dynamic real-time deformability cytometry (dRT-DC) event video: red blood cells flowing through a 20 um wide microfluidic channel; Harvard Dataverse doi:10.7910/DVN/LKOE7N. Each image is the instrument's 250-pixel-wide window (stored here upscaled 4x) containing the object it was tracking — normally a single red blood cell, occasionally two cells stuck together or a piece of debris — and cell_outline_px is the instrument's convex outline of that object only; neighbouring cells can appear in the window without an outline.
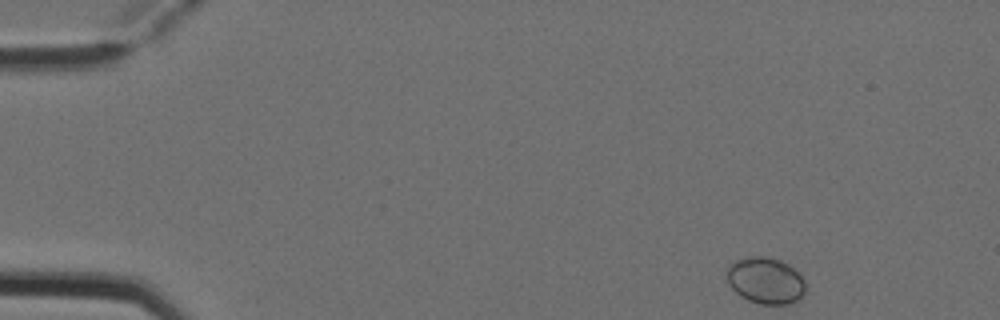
{"species": "Egyptian fruit bat (a non-hibernating species)", "species_latin": "Rousettus aegyptiacus", "temperature_condition": "cold", "stored_images_in_passage": 4, "camera_frame_rate_fps": 3000, "um_per_image_px": 0.085, "animal": {"sex": "female"}, "frame": {"image": 1, "passage_image": 1, "time_ms": 0.0, "image_size_px": [1000, 320], "cell_outline_px": [[804, 292], [800, 300], [788, 304], [760, 304], [748, 300], [740, 296], [728, 284], [728, 264], [736, 260], [752, 256], [764, 256], [780, 260], [788, 264], [804, 280]], "centroid_in_image_um": [65.06, 23.85], "position_along_channel_um": 19.9, "area_um2": 21.21}}
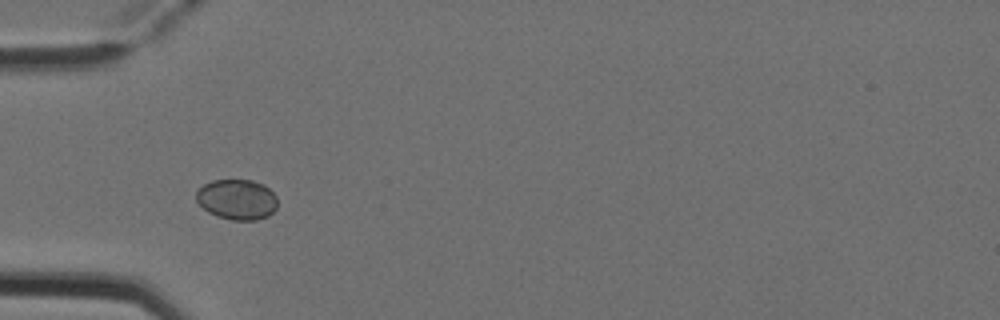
{"frame": {"image": 2, "passage_image": 4, "time_ms": 1.0, "image_size_px": [1000, 320], "cell_outline_px": [[276, 208], [268, 216], [256, 220], [232, 220], [216, 216], [208, 212], [196, 200], [196, 192], [204, 184], [212, 180], [252, 180], [264, 184], [276, 196]], "centroid_in_image_um": [20.14, 16.95], "position_along_channel_um": 64.9, "area_um2": 19.07}}